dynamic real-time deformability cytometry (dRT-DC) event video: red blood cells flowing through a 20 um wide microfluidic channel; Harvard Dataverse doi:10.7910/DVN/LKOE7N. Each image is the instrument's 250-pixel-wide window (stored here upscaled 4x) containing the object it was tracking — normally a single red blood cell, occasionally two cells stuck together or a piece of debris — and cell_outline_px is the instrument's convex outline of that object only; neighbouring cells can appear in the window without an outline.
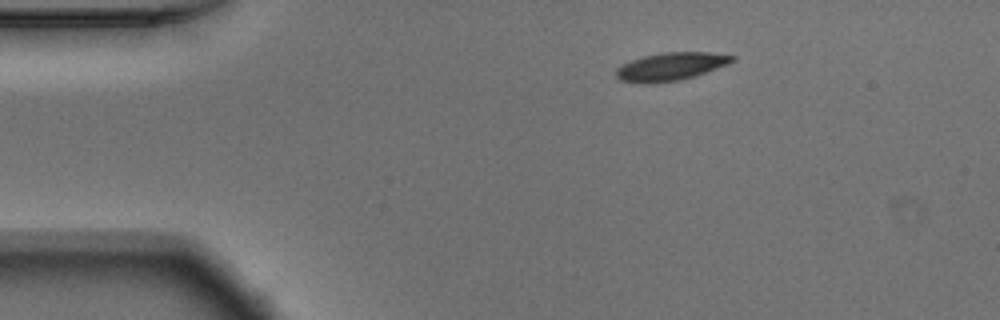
{"species": "Egyptian fruit bat (a non-hibernating species)", "species_latin": "Rousettus aegyptiacus", "temperature_condition": "warm", "stored_images_in_passage": 46, "camera_frame_rate_fps": 3000, "um_per_image_px": 0.085, "animal": {"sex": "male"}, "frame": {"image": 1, "passage_image": 1, "time_ms": 0.0, "image_size_px": [1000, 320], "cell_outline_px": [[736, 56], [728, 64], [680, 80], [652, 84], [620, 80], [616, 76], [616, 68], [632, 60], [644, 56], [664, 52], [708, 52]], "centroid_in_image_um": [56.99, 5.65], "position_along_channel_um": 28.0, "area_um2": 18.55}}
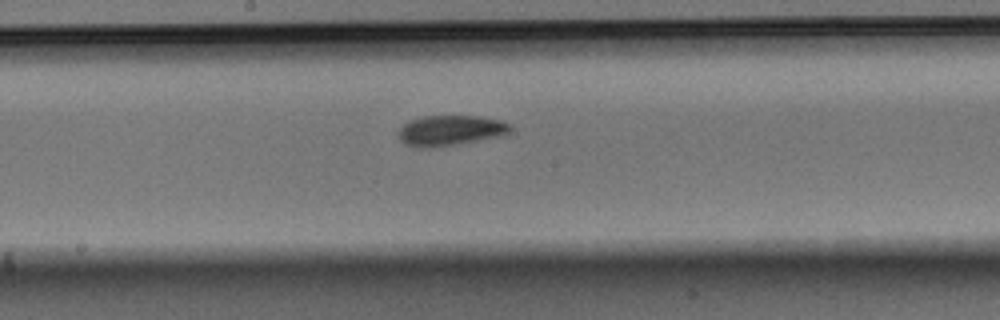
{"frame": {"image": 2, "passage_image": 20, "time_ms": 6.333, "image_size_px": [1000, 320], "cell_outline_px": [[512, 128], [508, 132], [496, 136], [460, 144], [432, 148], [416, 148], [404, 144], [400, 140], [400, 128], [408, 120], [424, 116], [480, 116], [500, 120], [512, 124]], "centroid_in_image_um": [38.25, 11.09], "position_along_channel_um": 210.0, "area_um2": 19.83}}
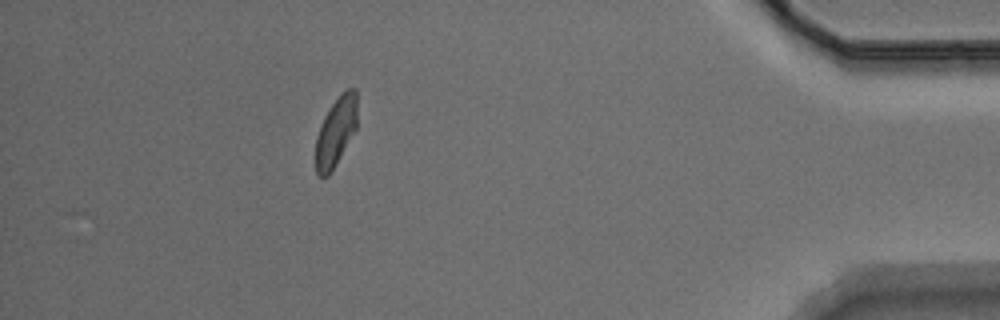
{"frame": {"image": 3, "passage_image": 40, "time_ms": 13.0, "image_size_px": [1000, 320], "cell_outline_px": [[356, 128], [328, 176], [320, 176], [316, 172], [316, 136], [324, 116], [332, 104], [348, 88], [356, 88]], "centroid_in_image_um": [28.53, 11.18], "position_along_channel_um": 406.7, "area_um2": 16.13}, "authors_computed_cell_mechanics": {"area_um2": 18.6116, "velocity_mm_per_s": 3.733, "shape_relaxation_time_tau1_ms": 3.2271, "shape_relaxation_time_tau2_ms": 2.642, "deformation_change_tau1": 0.1294, "deformation_change_tau2": 0.0811}}